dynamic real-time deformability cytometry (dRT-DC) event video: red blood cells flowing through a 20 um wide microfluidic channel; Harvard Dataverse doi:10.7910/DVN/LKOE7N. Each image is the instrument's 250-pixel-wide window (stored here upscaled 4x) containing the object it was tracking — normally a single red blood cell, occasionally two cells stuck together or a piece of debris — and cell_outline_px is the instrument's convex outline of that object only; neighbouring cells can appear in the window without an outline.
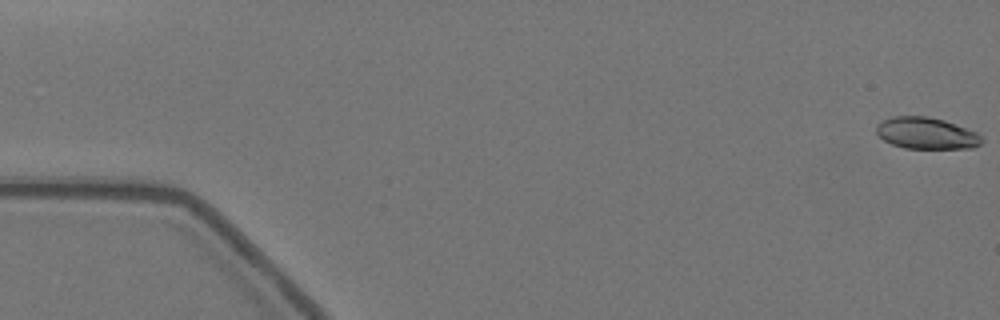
{"species": "Egyptian fruit bat (a non-hibernating species)", "species_latin": "Rousettus aegyptiacus", "temperature_condition": "warm", "stored_images_in_passage": 53, "camera_frame_rate_fps": 3000, "um_per_image_px": 0.085, "animal": {"sex": "female"}, "frame": {"image": 1, "passage_image": 1, "time_ms": 0.0, "image_size_px": [1000, 320], "cell_outline_px": [[984, 140], [980, 144], [972, 148], [904, 148], [892, 144], [884, 140], [876, 132], [876, 124], [880, 120], [892, 116], [928, 116], [944, 120], [976, 132], [984, 136]], "centroid_in_image_um": [78.73, 11.31], "position_along_channel_um": 6.3, "area_um2": 19.54}}
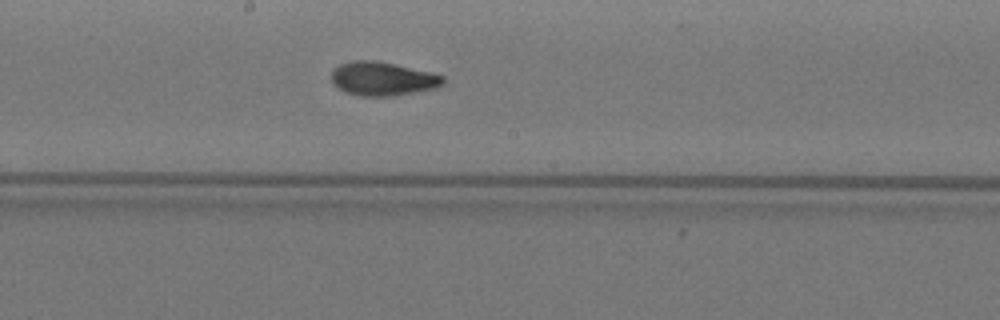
{"frame": {"image": 2, "passage_image": 31, "time_ms": 10.0, "image_size_px": [1000, 320], "cell_outline_px": [[444, 84], [436, 88], [392, 96], [360, 96], [344, 92], [336, 88], [332, 84], [332, 72], [340, 64], [352, 60], [376, 60], [396, 64], [444, 76]], "centroid_in_image_um": [32.49, 6.7], "position_along_channel_um": 215.7, "area_um2": 22.02}}
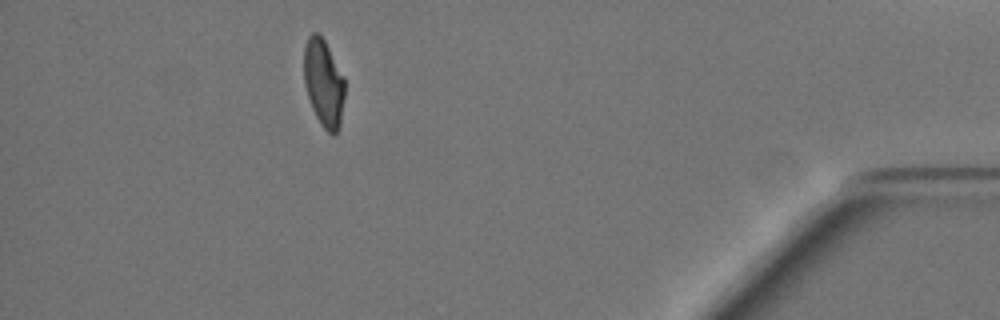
{"frame": {"image": 3, "passage_image": 52, "time_ms": 17.0, "image_size_px": [1000, 320], "cell_outline_px": [[344, 96], [340, 124], [336, 136], [332, 136], [320, 124], [312, 108], [304, 84], [304, 44], [308, 36], [312, 32], [316, 32], [324, 40], [344, 76]], "centroid_in_image_um": [27.5, 7.07], "position_along_channel_um": 407.7, "area_um2": 20.87}}